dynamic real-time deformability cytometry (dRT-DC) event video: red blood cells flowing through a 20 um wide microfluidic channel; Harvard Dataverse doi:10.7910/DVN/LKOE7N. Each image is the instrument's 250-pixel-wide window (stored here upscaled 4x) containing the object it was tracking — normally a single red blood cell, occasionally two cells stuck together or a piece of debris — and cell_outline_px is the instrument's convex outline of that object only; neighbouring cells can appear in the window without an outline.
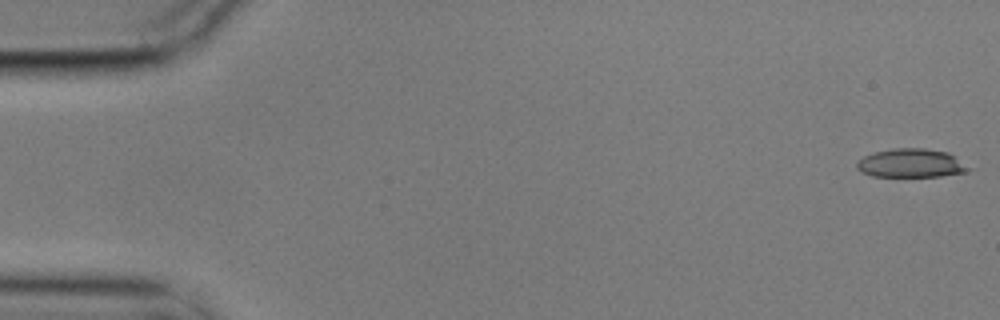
{"species": "common noctule bat (a hibernating species)", "species_latin": "Nyctalus noctula", "temperature_condition": "cold", "stored_images_in_passage": 56, "camera_frame_rate_fps": 3000, "um_per_image_px": 0.085, "animal": {"sex": "male", "body_mass_g": 17.9}, "frame": {"image": 1, "passage_image": 1, "time_ms": 0.0, "image_size_px": [1000, 320], "cell_outline_px": [[972, 168], [964, 172], [940, 176], [872, 176], [860, 172], [856, 168], [856, 164], [864, 156], [876, 152], [892, 148], [924, 148], [948, 152]], "centroid_in_image_um": [77.43, 13.87], "position_along_channel_um": 7.6, "area_um2": 18.55}}
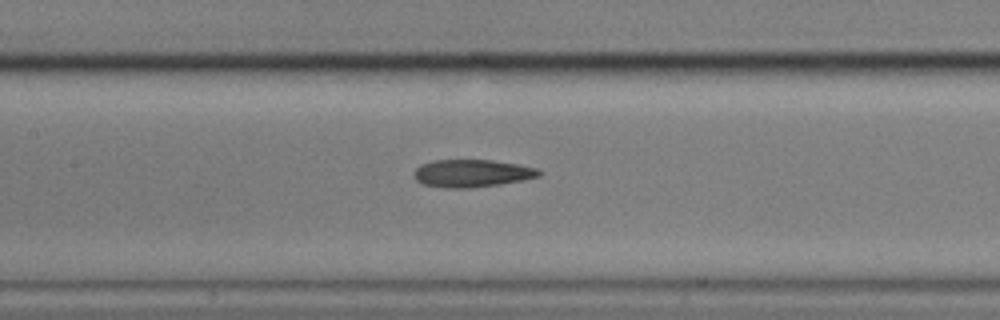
{"frame": {"image": 2, "passage_image": 26, "time_ms": 8.333, "image_size_px": [1000, 320], "cell_outline_px": [[540, 176], [500, 184], [468, 188], [444, 188], [424, 184], [416, 180], [412, 176], [412, 172], [420, 164], [432, 160], [492, 160], [516, 164], [536, 168], [540, 172]], "centroid_in_image_um": [40.03, 14.73], "position_along_channel_um": 167.4, "area_um2": 20.06}}
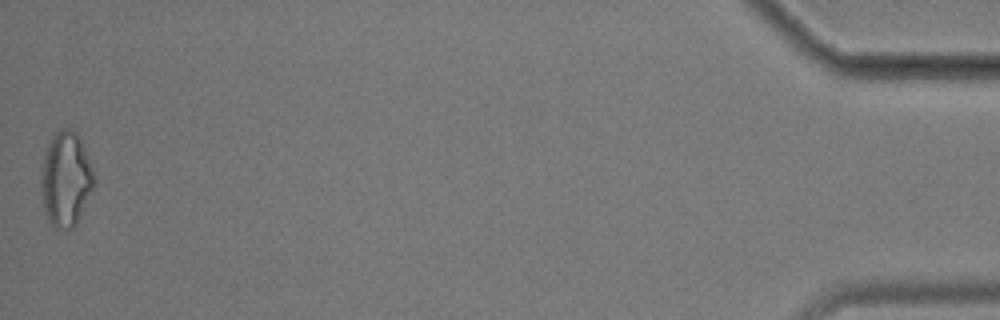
{"frame": {"image": 3, "passage_image": 56, "time_ms": 18.333, "image_size_px": [1000, 320], "cell_outline_px": [[96, 184], [76, 224], [72, 228], [56, 228], [48, 220], [44, 208], [44, 156], [48, 144], [52, 136], [56, 132], [64, 128], [68, 128], [76, 132], [88, 156], [96, 176]], "centroid_in_image_um": [5.67, 15.22], "position_along_channel_um": 429.5, "area_um2": 28.44}, "authors_computed_cell_mechanics": {"area_um2": 20.2878, "velocity_mm_per_s": 3.553, "shape_relaxation_time_tau1_ms": 8.4743, "shape_relaxation_time_tau2_ms": 3.5488, "deformation_change_tau1": 0.2268, "deformation_change_tau2": 0.1476}}